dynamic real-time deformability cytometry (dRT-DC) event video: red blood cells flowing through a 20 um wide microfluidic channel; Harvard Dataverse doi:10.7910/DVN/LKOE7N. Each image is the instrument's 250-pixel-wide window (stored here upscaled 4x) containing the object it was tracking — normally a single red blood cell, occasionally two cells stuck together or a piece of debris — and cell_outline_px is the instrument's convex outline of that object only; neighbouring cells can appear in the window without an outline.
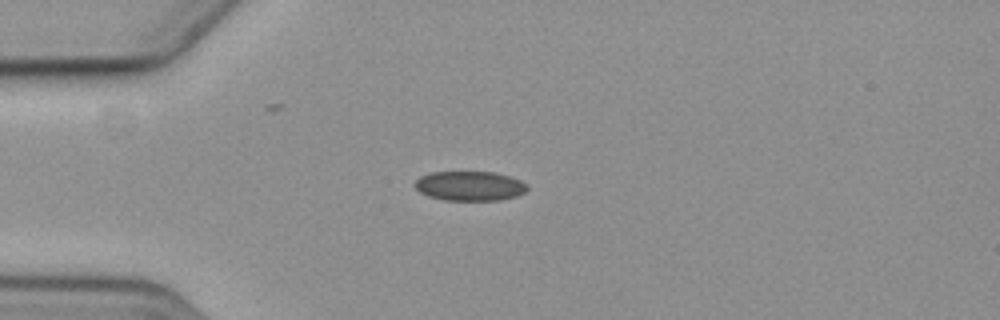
{"species": "common noctule bat (a hibernating species)", "species_latin": "Nyctalus noctula", "temperature_condition": "cold", "stored_images_in_passage": 5, "camera_frame_rate_fps": 3000, "um_per_image_px": 0.085, "animal": {"sex": "female", "body_mass_g": 19.3, "forearm_length_mm": 54.1}, "frame": {"image": 1, "passage_image": 3, "time_ms": 2.333, "image_size_px": [1000, 320], "cell_outline_px": [[528, 188], [524, 192], [516, 196], [500, 200], [444, 200], [428, 196], [420, 192], [412, 184], [420, 176], [432, 172], [496, 172], [520, 180], [528, 184]], "centroid_in_image_um": [39.91, 15.8], "position_along_channel_um": 45.1, "area_um2": 19.42}}
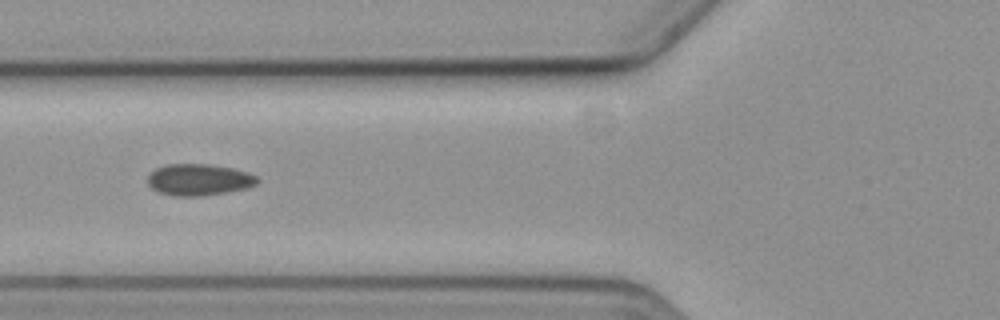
{"frame": {"image": 2, "passage_image": 5, "time_ms": 4.667, "image_size_px": [1000, 320], "cell_outline_px": [[260, 180], [256, 184], [248, 188], [204, 196], [172, 196], [156, 192], [148, 184], [148, 176], [156, 168], [164, 164], [208, 164], [232, 168], [248, 172], [256, 176]], "centroid_in_image_um": [16.9, 15.28], "position_along_channel_um": 108.9, "area_um2": 20.35}}